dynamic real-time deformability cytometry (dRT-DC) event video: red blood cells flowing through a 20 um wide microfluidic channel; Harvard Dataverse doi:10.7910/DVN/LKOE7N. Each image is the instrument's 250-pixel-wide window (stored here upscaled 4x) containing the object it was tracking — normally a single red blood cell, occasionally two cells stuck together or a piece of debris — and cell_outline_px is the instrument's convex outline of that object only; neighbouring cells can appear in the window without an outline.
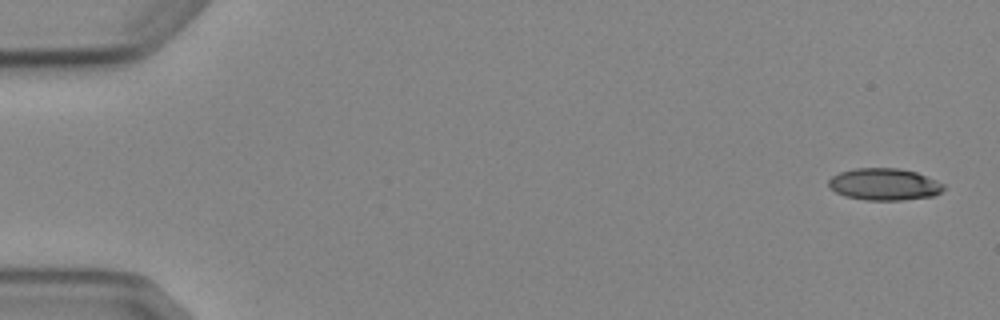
{"species": "Egyptian fruit bat (a non-hibernating species)", "species_latin": "Rousettus aegyptiacus", "temperature_condition": "cold", "stored_images_in_passage": 5, "camera_frame_rate_fps": 3000, "um_per_image_px": 0.085, "animal": {"sex": "female"}, "frame": {"image": 1, "passage_image": 1, "time_ms": 0.0, "image_size_px": [1000, 320], "cell_outline_px": [[944, 188], [940, 192], [932, 196], [904, 200], [864, 200], [844, 196], [828, 188], [828, 180], [832, 176], [840, 172], [856, 168], [900, 168], [916, 172], [936, 180], [944, 184]], "centroid_in_image_um": [75.13, 15.67], "position_along_channel_um": 9.9, "area_um2": 21.5}}
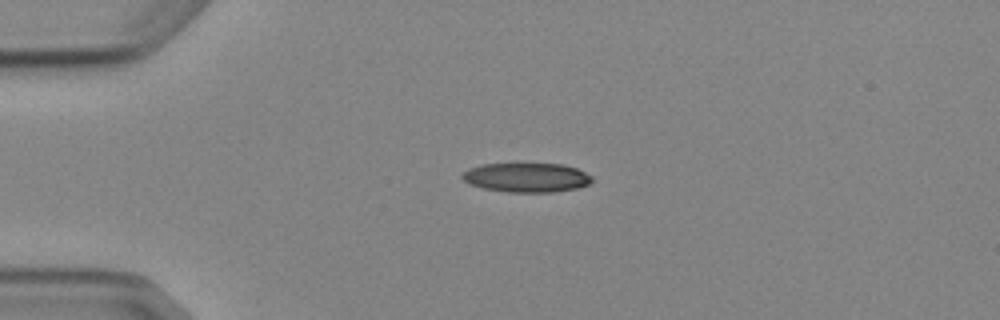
{"frame": {"image": 2, "passage_image": 4, "time_ms": 3.667, "image_size_px": [1000, 320], "cell_outline_px": [[592, 180], [588, 184], [576, 188], [552, 192], [508, 192], [484, 188], [468, 184], [460, 176], [468, 168], [480, 164], [516, 160], [564, 164], [576, 168], [592, 176]], "centroid_in_image_um": [44.7, 15.02], "position_along_channel_um": 40.3, "area_um2": 23.29}}